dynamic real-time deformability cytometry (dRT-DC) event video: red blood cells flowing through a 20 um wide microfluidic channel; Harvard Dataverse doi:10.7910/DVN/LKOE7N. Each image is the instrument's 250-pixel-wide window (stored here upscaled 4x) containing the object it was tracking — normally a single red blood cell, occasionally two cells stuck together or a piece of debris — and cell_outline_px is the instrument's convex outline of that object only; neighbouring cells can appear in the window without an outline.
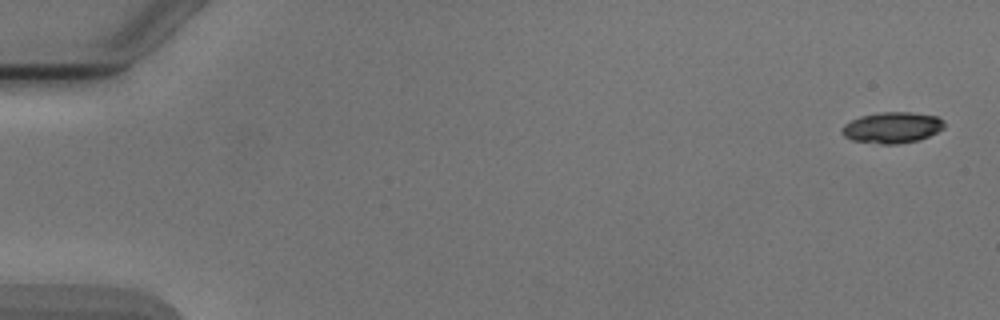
{"species": "Egyptian fruit bat (a non-hibernating species)", "species_latin": "Rousettus aegyptiacus", "temperature_condition": "cold", "stored_images_in_passage": 6, "camera_frame_rate_fps": 3000, "um_per_image_px": 0.085, "animal": {"sex": "male"}, "frame": {"image": 1, "passage_image": 1, "time_ms": 0.0, "image_size_px": [1000, 320], "cell_outline_px": [[944, 128], [920, 140], [896, 144], [880, 144], [852, 140], [844, 136], [840, 132], [840, 128], [844, 124], [860, 116], [880, 112], [912, 112], [936, 116], [944, 120]], "centroid_in_image_um": [75.81, 10.84], "position_along_channel_um": 9.2, "area_um2": 18.61}}
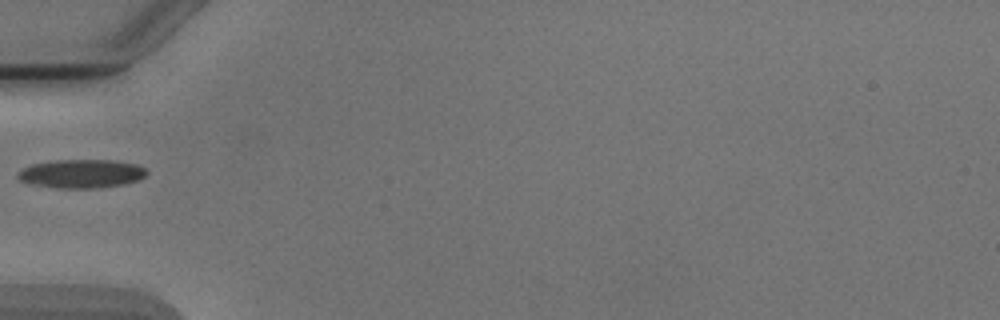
{"frame": {"image": 2, "passage_image": 5, "time_ms": 5.667, "image_size_px": [1000, 320], "cell_outline_px": [[148, 172], [144, 176], [136, 180], [124, 184], [100, 188], [56, 188], [28, 184], [20, 180], [16, 176], [16, 172], [32, 164], [56, 160], [116, 160], [136, 164], [144, 168]], "centroid_in_image_um": [6.88, 14.77], "position_along_channel_um": 78.1, "area_um2": 21.62}}
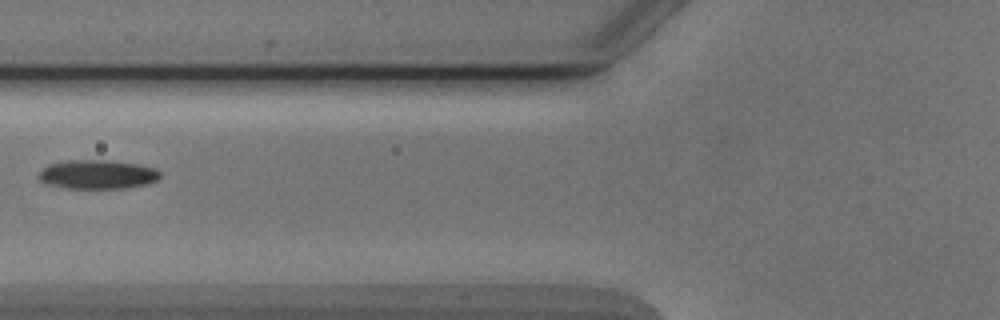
{"frame": {"image": 3, "passage_image": 6, "time_ms": 6.667, "image_size_px": [1000, 320], "cell_outline_px": [[160, 176], [156, 180], [148, 184], [124, 188], [64, 188], [48, 184], [40, 180], [36, 176], [48, 164], [68, 160], [108, 160], [136, 164], [156, 168], [160, 172]], "centroid_in_image_um": [8.27, 14.82], "position_along_channel_um": 117.5, "area_um2": 20.52}}